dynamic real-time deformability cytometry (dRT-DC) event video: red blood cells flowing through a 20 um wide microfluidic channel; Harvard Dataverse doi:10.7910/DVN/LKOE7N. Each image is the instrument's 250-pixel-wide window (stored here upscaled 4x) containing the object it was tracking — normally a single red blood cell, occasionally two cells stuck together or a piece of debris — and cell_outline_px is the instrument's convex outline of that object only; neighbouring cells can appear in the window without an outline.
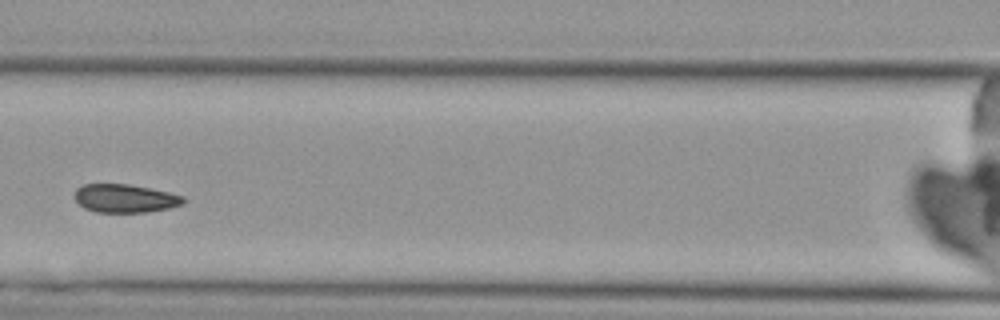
{"species": "Egyptian fruit bat (a non-hibernating species)", "species_latin": "Rousettus aegyptiacus", "temperature_condition": "cold", "stored_images_in_passage": 3, "camera_frame_rate_fps": 3000, "um_per_image_px": 0.085, "animal": {"sex": "female"}, "frame": {"image": 1, "passage_image": 3, "time_ms": 2.333, "image_size_px": [1000, 320], "cell_outline_px": [[184, 204], [168, 208], [144, 212], [96, 212], [84, 208], [72, 196], [76, 188], [84, 184], [128, 184], [168, 192], [184, 196]], "centroid_in_image_um": [10.58, 16.86], "position_along_channel_um": 156.0, "area_um2": 17.92}}